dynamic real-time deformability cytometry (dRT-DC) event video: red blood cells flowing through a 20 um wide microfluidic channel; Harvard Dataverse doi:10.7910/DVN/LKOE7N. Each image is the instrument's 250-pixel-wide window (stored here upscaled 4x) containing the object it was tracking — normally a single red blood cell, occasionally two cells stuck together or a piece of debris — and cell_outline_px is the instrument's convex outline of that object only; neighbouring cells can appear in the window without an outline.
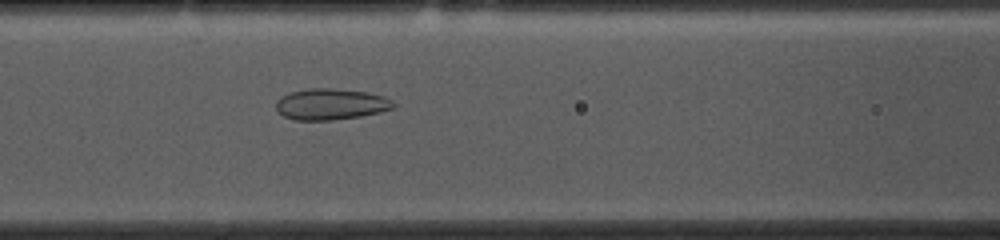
{"species": "common noctule bat (a hibernating species)", "species_latin": "Nyctalus noctula", "temperature_condition": "cold", "stored_images_in_passage": 53, "camera_frame_rate_fps": 3000, "um_per_image_px": 0.085, "animal": {"sex": "female", "body_mass_g": 10.0, "forearm_length_mm": 53.1}, "frame": {"image": 1, "passage_image": 21, "time_ms": 6.667, "image_size_px": [1000, 240], "cell_outline_px": [[396, 104], [392, 108], [380, 112], [360, 116], [332, 120], [296, 120], [284, 116], [276, 108], [276, 100], [280, 96], [292, 92], [308, 88], [332, 88], [368, 92], [384, 96], [392, 100]], "centroid_in_image_um": [28.12, 8.85], "position_along_channel_um": 138.5, "area_um2": 21.33}}
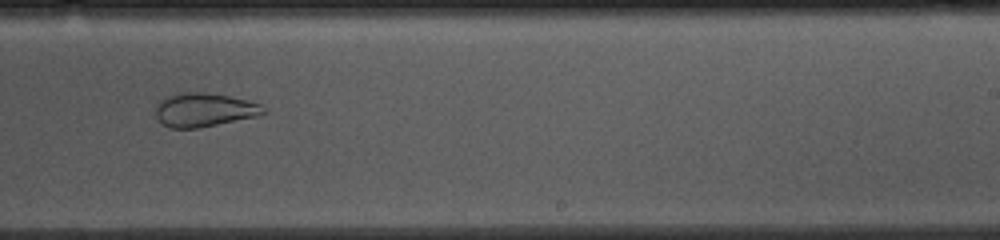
{"frame": {"image": 2, "passage_image": 32, "time_ms": 10.333, "image_size_px": [1000, 240], "cell_outline_px": [[268, 112], [260, 116], [200, 128], [168, 128], [156, 116], [156, 104], [164, 96], [176, 92], [204, 92], [228, 96], [248, 100], [260, 104]], "centroid_in_image_um": [17.36, 9.33], "position_along_channel_um": 271.6, "area_um2": 21.56}}
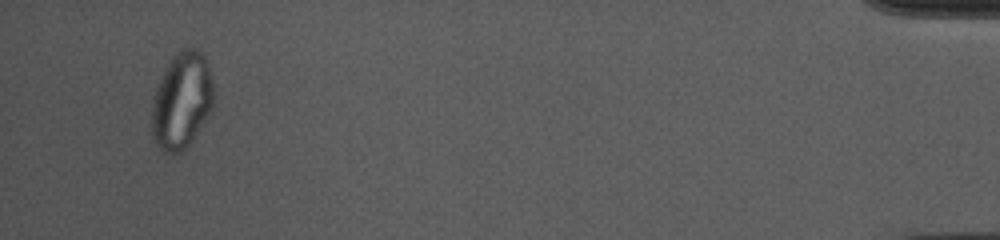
{"frame": {"image": 3, "passage_image": 51, "time_ms": 16.667, "image_size_px": [1000, 240], "cell_outline_px": [[216, 100], [212, 108], [188, 144], [180, 152], [164, 152], [156, 144], [152, 136], [152, 104], [156, 88], [172, 56], [184, 48], [196, 48], [204, 56], [212, 76]], "centroid_in_image_um": [15.47, 8.52], "position_along_channel_um": 419.7, "area_um2": 34.45}, "authors_computed_cell_mechanics": {"area_um2": 28.033, "velocity_mm_per_s": 3.6384, "shape_relaxation_time_tau1_ms": null, "shape_relaxation_time_tau2_ms": 1.6986, "deformation_change_tau1": null, "deformation_change_tau2": 0.0631}}